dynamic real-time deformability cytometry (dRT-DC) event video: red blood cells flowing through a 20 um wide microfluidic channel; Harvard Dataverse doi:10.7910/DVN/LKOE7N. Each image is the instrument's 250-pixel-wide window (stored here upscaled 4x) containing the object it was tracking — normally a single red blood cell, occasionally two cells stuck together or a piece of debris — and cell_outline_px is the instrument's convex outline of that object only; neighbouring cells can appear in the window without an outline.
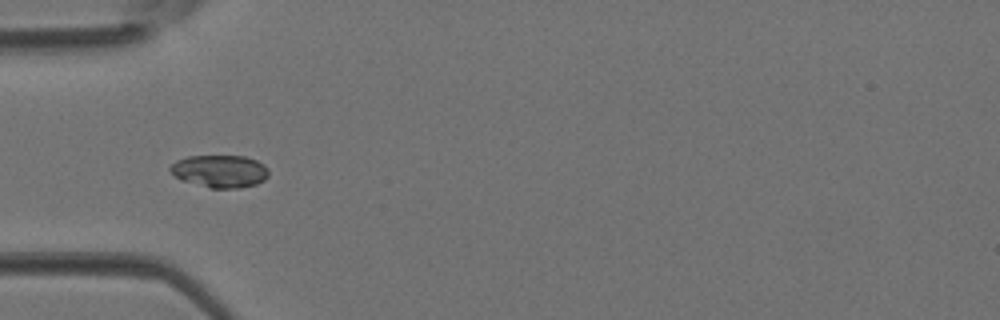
{"species": "Egyptian fruit bat (a non-hibernating species)", "species_latin": "Rousettus aegyptiacus", "temperature_condition": "room temperature", "stored_images_in_passage": 4, "camera_frame_rate_fps": 3000, "um_per_image_px": 0.085, "animal": {"sex": "female"}, "frame": {"image": 1, "passage_image": 4, "time_ms": 1.0, "image_size_px": [1000, 320], "cell_outline_px": [[268, 176], [264, 180], [256, 184], [240, 188], [208, 188], [180, 180], [168, 168], [176, 160], [188, 156], [244, 156], [256, 160], [264, 164], [268, 168]], "centroid_in_image_um": [18.69, 14.56], "position_along_channel_um": 66.3, "area_um2": 18.79}}